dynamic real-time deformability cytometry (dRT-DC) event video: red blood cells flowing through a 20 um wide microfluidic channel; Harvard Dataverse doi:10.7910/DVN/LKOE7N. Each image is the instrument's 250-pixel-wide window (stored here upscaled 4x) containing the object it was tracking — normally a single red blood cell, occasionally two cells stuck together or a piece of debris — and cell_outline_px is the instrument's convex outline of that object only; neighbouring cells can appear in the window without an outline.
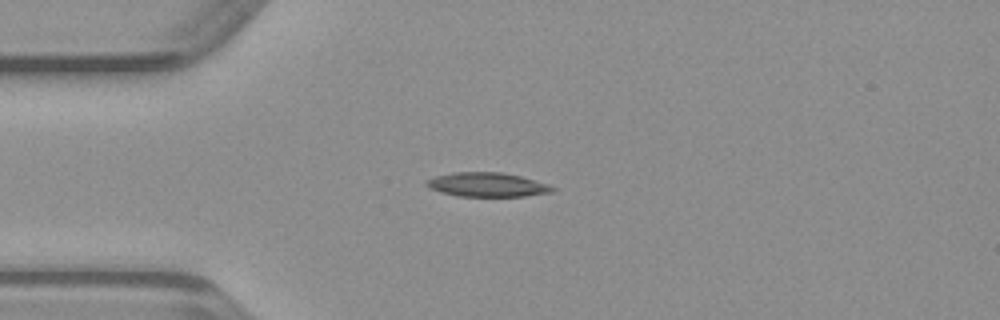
{"species": "common noctule bat (a hibernating species)", "species_latin": "Nyctalus noctula", "temperature_condition": "warm", "stored_images_in_passage": 37, "camera_frame_rate_fps": 3000, "um_per_image_px": 0.085, "animal": {"sex": "male", "body_mass_g": 23.1, "forearm_length_mm": 52.7}, "frame": {"image": 1, "passage_image": 1, "time_ms": 0.0, "image_size_px": [1000, 320], "cell_outline_px": [[556, 188], [552, 192], [524, 196], [456, 196], [440, 192], [428, 188], [424, 184], [424, 180], [436, 176], [452, 172], [500, 172], [520, 176], [548, 184]], "centroid_in_image_um": [41.35, 15.7], "position_along_channel_um": 43.7, "area_um2": 17.8}}
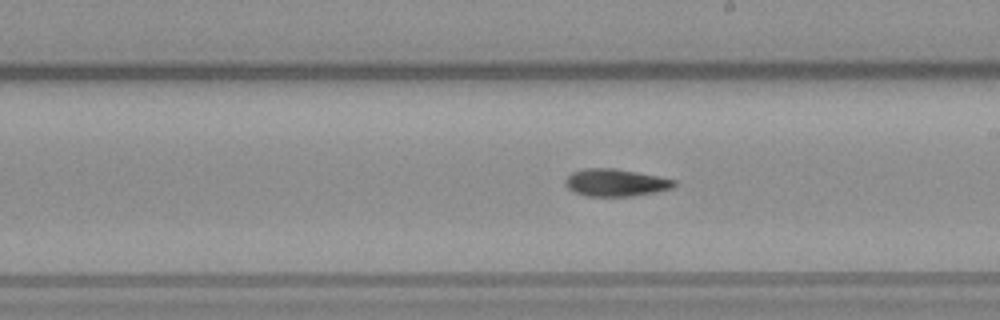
{"frame": {"image": 2, "passage_image": 16, "time_ms": 5.0, "image_size_px": [1000, 320], "cell_outline_px": [[676, 184], [672, 188], [656, 192], [632, 196], [584, 196], [568, 188], [564, 184], [564, 180], [572, 172], [584, 168], [612, 168], [636, 172], [676, 180]], "centroid_in_image_um": [52.3, 15.52], "position_along_channel_um": 236.7, "area_um2": 17.28}}
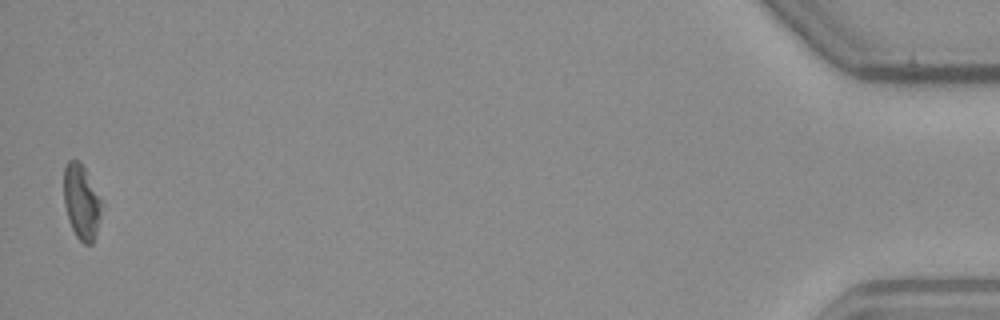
{"frame": {"image": 3, "passage_image": 37, "time_ms": 12.0, "image_size_px": [1000, 320], "cell_outline_px": [[100, 216], [96, 232], [92, 244], [84, 244], [76, 236], [68, 220], [64, 204], [64, 168], [68, 160], [76, 160], [84, 168], [100, 200]], "centroid_in_image_um": [6.88, 17.19], "position_along_channel_um": 428.3, "area_um2": 15.9}}